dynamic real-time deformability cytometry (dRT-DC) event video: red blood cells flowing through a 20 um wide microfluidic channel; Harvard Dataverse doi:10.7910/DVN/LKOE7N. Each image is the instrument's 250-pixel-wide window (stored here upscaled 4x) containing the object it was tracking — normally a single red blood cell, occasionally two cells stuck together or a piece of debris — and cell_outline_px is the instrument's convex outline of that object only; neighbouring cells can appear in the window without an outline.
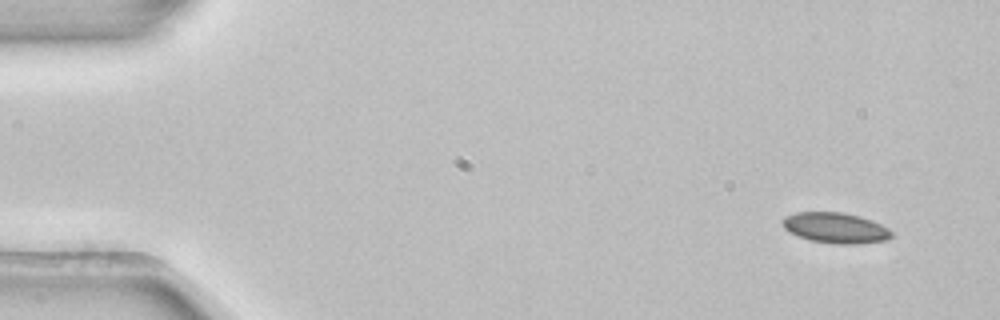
{"species": "common noctule bat (a hibernating species)", "species_latin": "Nyctalus noctula", "temperature_condition": "room temperature", "stored_images_in_passage": 4, "camera_frame_rate_fps": 3000, "um_per_image_px": 0.085, "animal": {"sex": "female", "body_mass_g": 22.7, "forearm_length_mm": 54.2}, "frame": {"image": 1, "passage_image": 1, "time_ms": 0.0, "image_size_px": [1000, 320], "cell_outline_px": [[892, 236], [888, 240], [856, 244], [836, 244], [812, 240], [788, 232], [784, 228], [780, 220], [784, 216], [796, 212], [840, 212], [860, 216], [872, 220], [888, 228], [892, 232]], "centroid_in_image_um": [71.01, 19.36], "position_along_channel_um": 14.0, "area_um2": 19.48}}
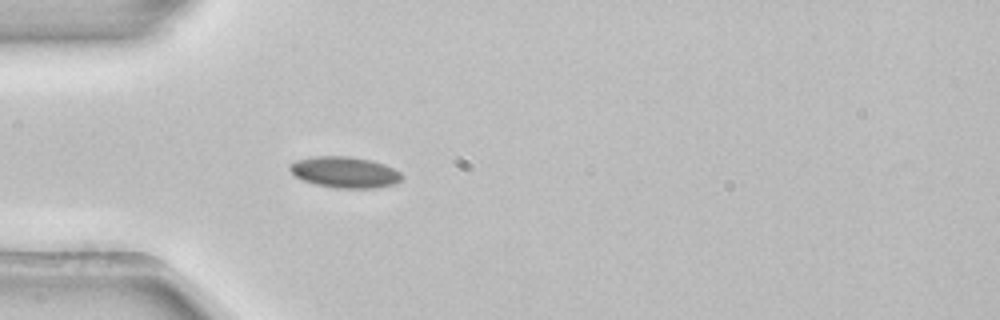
{"frame": {"image": 2, "passage_image": 4, "time_ms": 1.0, "image_size_px": [1000, 320], "cell_outline_px": [[404, 176], [400, 180], [392, 184], [376, 188], [336, 188], [316, 184], [304, 180], [296, 176], [288, 168], [288, 164], [296, 160], [312, 156], [348, 156], [372, 160], [384, 164], [400, 172]], "centroid_in_image_um": [29.29, 14.63], "position_along_channel_um": 55.7, "area_um2": 20.29}}